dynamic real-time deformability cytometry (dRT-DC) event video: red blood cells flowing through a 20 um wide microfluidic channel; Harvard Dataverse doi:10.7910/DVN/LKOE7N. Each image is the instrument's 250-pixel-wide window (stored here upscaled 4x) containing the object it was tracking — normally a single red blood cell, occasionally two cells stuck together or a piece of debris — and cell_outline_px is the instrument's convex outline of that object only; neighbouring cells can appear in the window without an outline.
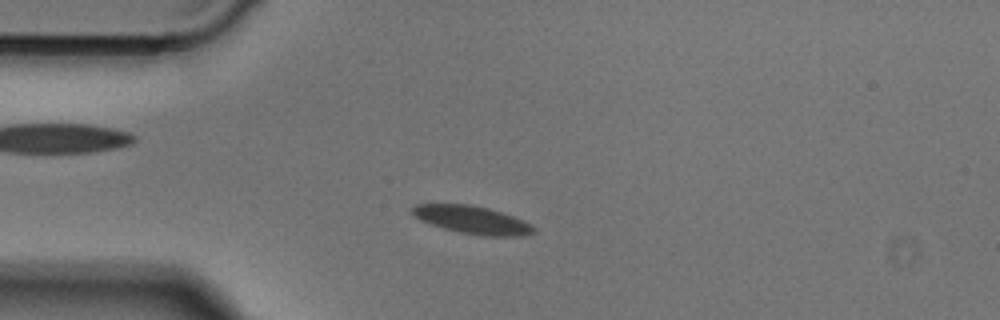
{"species": "Egyptian fruit bat (a non-hibernating species)", "species_latin": "Rousettus aegyptiacus", "temperature_condition": "cold", "stored_images_in_passage": 47, "camera_frame_rate_fps": 3000, "um_per_image_px": 0.085, "animal": {"sex": "male"}, "frame": {"image": 1, "passage_image": 9, "time_ms": 2.667, "image_size_px": [1000, 320], "cell_outline_px": [[536, 232], [524, 236], [488, 236], [460, 232], [444, 228], [420, 220], [412, 212], [412, 208], [416, 204], [468, 204], [488, 208], [512, 216], [532, 224], [536, 228]], "centroid_in_image_um": [40.19, 18.69], "position_along_channel_um": 44.8, "area_um2": 19.48}}
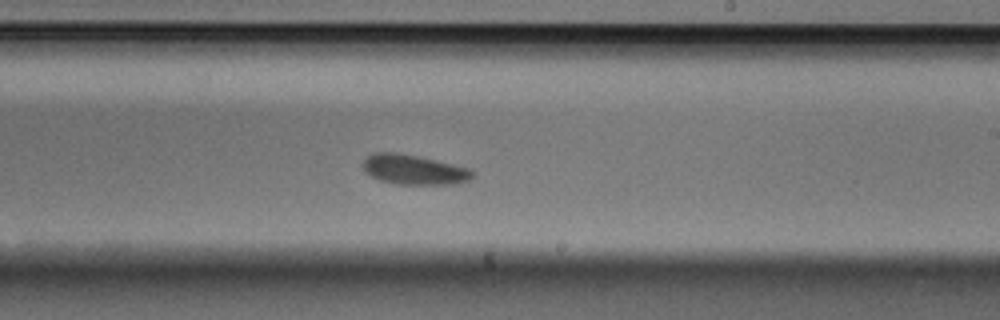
{"frame": {"image": 2, "passage_image": 26, "time_ms": 8.333, "image_size_px": [1000, 320], "cell_outline_px": [[472, 176], [468, 180], [452, 184], [396, 184], [380, 180], [364, 172], [364, 160], [368, 156], [376, 152], [396, 152], [416, 156], [472, 168]], "centroid_in_image_um": [35.17, 14.42], "position_along_channel_um": 253.8, "area_um2": 18.79}}
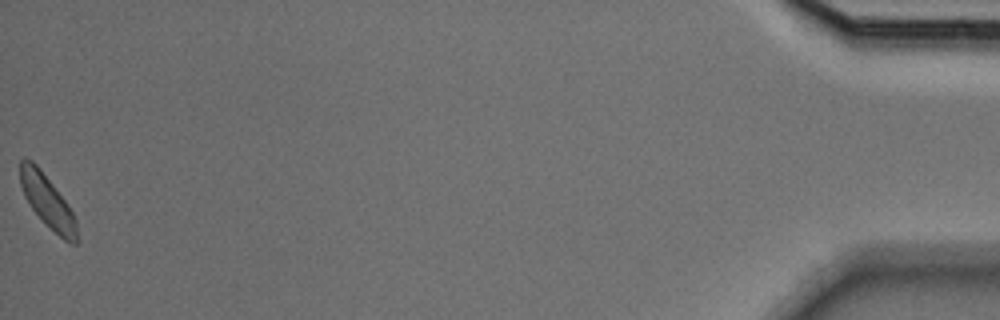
{"frame": {"image": 3, "passage_image": 47, "time_ms": 15.333, "image_size_px": [1000, 320], "cell_outline_px": [[80, 240], [76, 244], [68, 244], [32, 208], [24, 196], [20, 184], [20, 160], [24, 156], [32, 160], [40, 168], [68, 204], [76, 220]], "centroid_in_image_um": [4.06, 17.11], "position_along_channel_um": 431.1, "area_um2": 17.34}}